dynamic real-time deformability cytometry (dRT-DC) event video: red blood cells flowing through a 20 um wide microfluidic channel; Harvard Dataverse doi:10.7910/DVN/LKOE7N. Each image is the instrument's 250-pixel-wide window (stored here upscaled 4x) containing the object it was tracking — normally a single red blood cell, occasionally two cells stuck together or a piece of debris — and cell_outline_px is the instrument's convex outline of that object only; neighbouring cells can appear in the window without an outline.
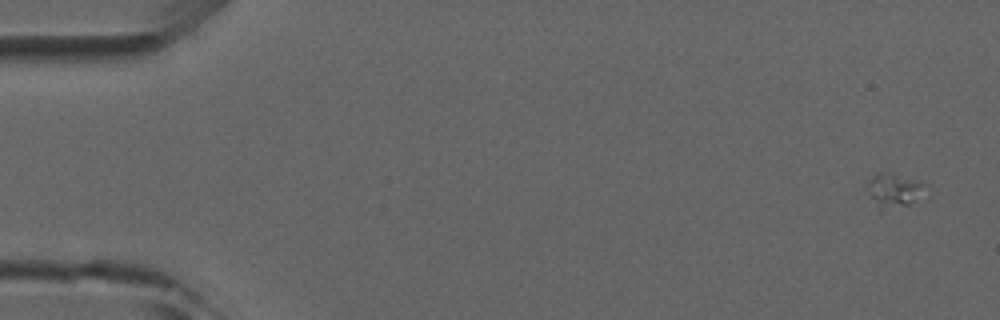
{"species": "common noctule bat (a hibernating species)", "species_latin": "Nyctalus noctula", "temperature_condition": "room temperature", "stored_images_in_passage": 7, "camera_frame_rate_fps": 3000, "um_per_image_px": 0.085, "animal": {"sex": "male", "forearm_length_mm": 52.5}, "frame": {"image": 1, "passage_image": 1, "time_ms": 0.0, "image_size_px": [1000, 320], "cell_outline_px": [[928, 184], [916, 200], [908, 204], [880, 212], [872, 196], [872, 176], [876, 172], [880, 172]], "centroid_in_image_um": [76.03, 16.23], "position_along_channel_um": 9.0, "area_um2": 10.46}}
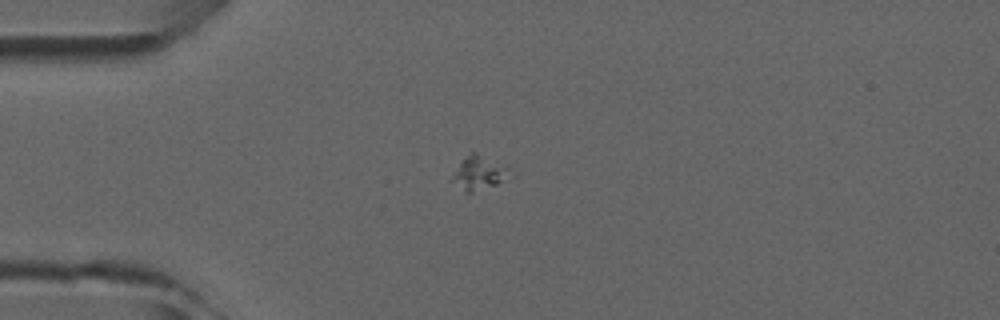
{"frame": {"image": 2, "passage_image": 4, "time_ms": 3.667, "image_size_px": [1000, 320], "cell_outline_px": [[508, 176], [496, 184], [472, 192], [464, 192], [452, 180], [452, 176], [460, 164], [472, 152], [476, 152], [504, 168], [508, 172]], "centroid_in_image_um": [40.63, 14.74], "position_along_channel_um": 44.4, "area_um2": 10.23}}